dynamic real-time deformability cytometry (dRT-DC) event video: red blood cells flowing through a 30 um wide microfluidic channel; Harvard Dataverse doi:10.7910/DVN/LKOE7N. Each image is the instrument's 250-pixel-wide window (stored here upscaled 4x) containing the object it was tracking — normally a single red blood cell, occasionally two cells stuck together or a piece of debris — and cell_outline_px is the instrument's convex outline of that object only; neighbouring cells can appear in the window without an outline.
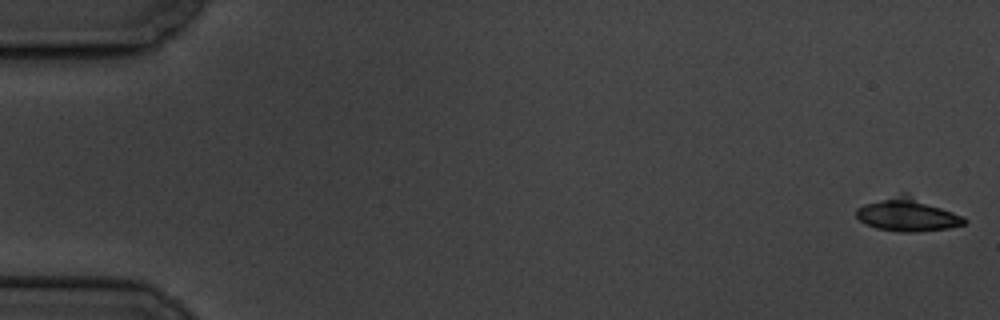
{"species": "common noctule bat (a hibernating species)", "species_latin": "Nyctalus noctula", "temperature_condition": "cold", "stored_images_in_passage": 34, "camera_frame_rate_fps": 3000, "um_per_image_px": 0.085, "animal": {"sex": "male", "body_mass_g": 19.5, "forearm_length_mm": 54.6}, "frame": {"image": 1, "passage_image": 1, "time_ms": 0.0, "image_size_px": [1000, 320], "cell_outline_px": [[968, 220], [964, 224], [948, 228], [912, 232], [900, 232], [876, 228], [860, 220], [856, 216], [856, 208], [864, 204], [900, 192], [908, 192], [964, 216]], "centroid_in_image_um": [77.16, 18.21], "position_along_channel_um": 7.8, "area_um2": 21.21}}
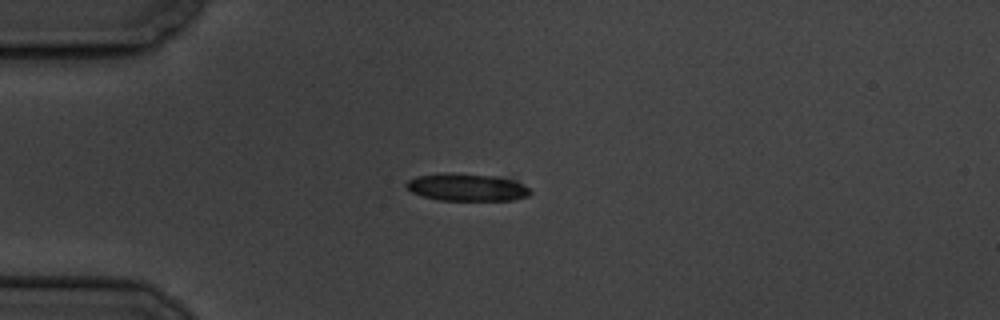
{"frame": {"image": 2, "passage_image": 15, "time_ms": 4.667, "image_size_px": [1000, 320], "cell_outline_px": [[532, 192], [528, 196], [512, 200], [440, 200], [424, 196], [412, 192], [404, 184], [408, 180], [416, 176], [448, 172], [500, 176], [516, 180], [528, 188]], "centroid_in_image_um": [39.7, 15.9], "position_along_channel_um": 45.3, "area_um2": 19.94}}